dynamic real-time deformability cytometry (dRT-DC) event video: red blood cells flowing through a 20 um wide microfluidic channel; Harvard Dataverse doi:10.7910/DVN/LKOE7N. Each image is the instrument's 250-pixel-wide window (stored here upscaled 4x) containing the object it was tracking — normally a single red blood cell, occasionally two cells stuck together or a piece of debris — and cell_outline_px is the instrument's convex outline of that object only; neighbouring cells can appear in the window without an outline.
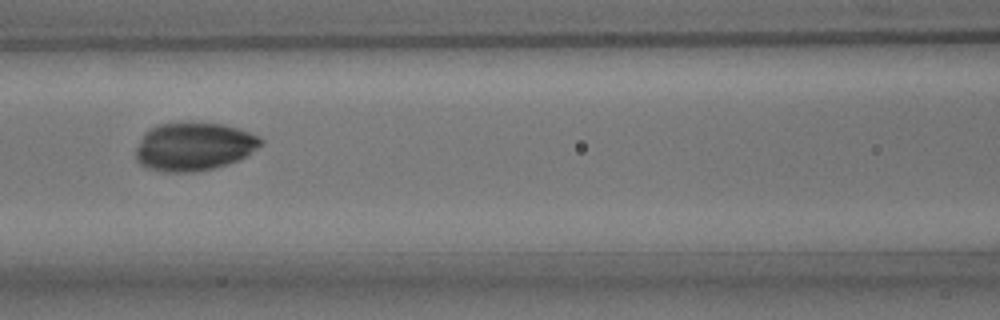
{"species": "common noctule bat (a hibernating species)", "species_latin": "Nyctalus noctula", "temperature_condition": "room temperature", "stored_images_in_passage": 52, "camera_frame_rate_fps": 3000, "um_per_image_px": 0.085, "animal": {"sex": "male", "body_mass_g": 15.6}, "frame": {"image": 1, "passage_image": 23, "time_ms": 7.333, "image_size_px": [1000, 320], "cell_outline_px": [[264, 144], [252, 152], [228, 164], [212, 168], [192, 172], [164, 172], [144, 168], [136, 160], [136, 148], [144, 132], [148, 128], [160, 124], [224, 124], [260, 136], [264, 140]], "centroid_in_image_um": [16.46, 12.48], "position_along_channel_um": 150.1, "area_um2": 34.91}}
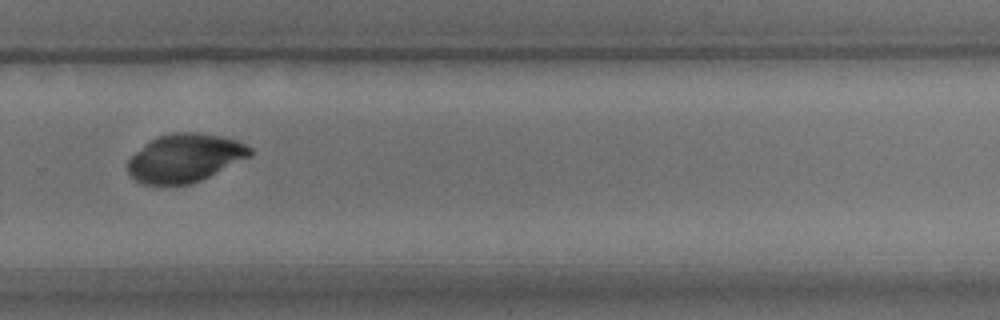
{"frame": {"image": 2, "passage_image": 36, "time_ms": 11.667, "image_size_px": [1000, 320], "cell_outline_px": [[252, 156], [200, 180], [188, 184], [140, 184], [128, 172], [128, 160], [144, 144], [156, 136], [176, 132], [196, 132], [220, 136], [236, 140], [252, 148]], "centroid_in_image_um": [15.72, 13.42], "position_along_channel_um": 314.1, "area_um2": 34.16}}
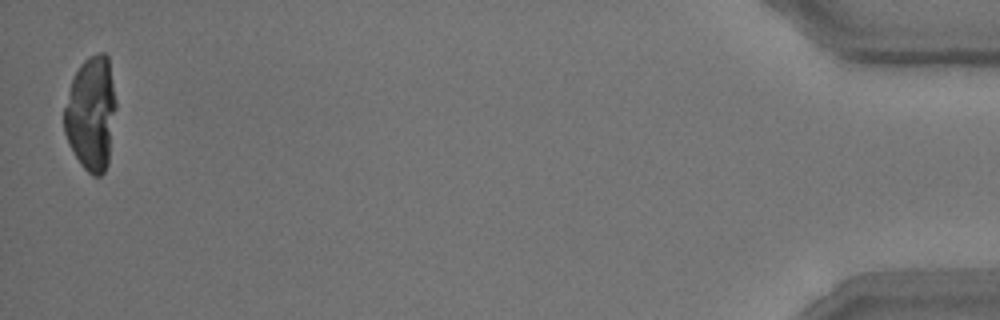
{"frame": {"image": 3, "passage_image": 52, "time_ms": 17.0, "image_size_px": [1000, 320], "cell_outline_px": [[116, 108], [108, 164], [104, 172], [100, 176], [92, 176], [80, 164], [64, 132], [64, 108], [72, 76], [80, 64], [88, 56], [100, 52], [104, 52], [108, 56], [116, 100]], "centroid_in_image_um": [7.76, 9.62], "position_along_channel_um": 427.4, "area_um2": 34.68}}